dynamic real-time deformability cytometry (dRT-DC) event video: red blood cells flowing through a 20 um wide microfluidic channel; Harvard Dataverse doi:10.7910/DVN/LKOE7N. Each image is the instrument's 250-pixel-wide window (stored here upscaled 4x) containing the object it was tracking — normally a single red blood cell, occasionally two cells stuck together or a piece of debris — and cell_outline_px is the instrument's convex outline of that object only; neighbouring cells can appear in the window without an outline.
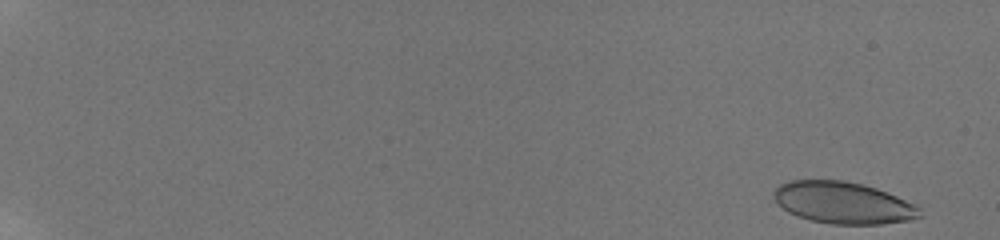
{"species": "human", "species_latin": "Homo sapiens", "temperature_condition": "room temperature", "stored_images_in_passage": 55, "camera_frame_rate_fps": 3000, "um_per_image_px": 0.085, "donor": {"sex": "male"}, "frame": {"image": 1, "passage_image": 1, "time_ms": 0.0, "image_size_px": [1000, 240], "cell_outline_px": [[924, 216], [908, 220], [880, 224], [832, 224], [812, 220], [796, 216], [788, 212], [772, 196], [772, 192], [780, 184], [792, 180], [844, 180], [876, 188], [916, 204], [920, 208]], "centroid_in_image_um": [71.68, 17.23], "position_along_channel_um": 13.3, "area_um2": 35.49}}
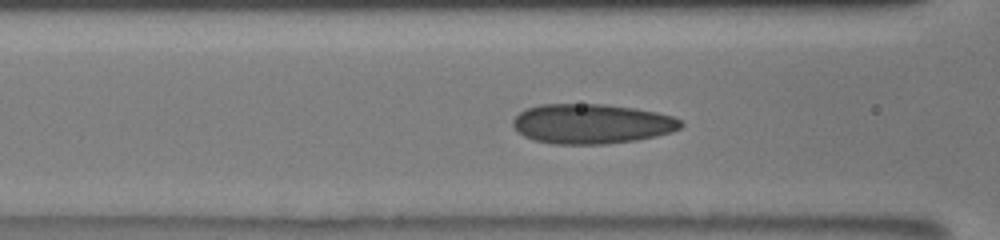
{"frame": {"image": 2, "passage_image": 26, "time_ms": 8.333, "image_size_px": [1000, 240], "cell_outline_px": [[684, 124], [680, 128], [672, 132], [656, 136], [636, 140], [604, 144], [552, 144], [532, 140], [524, 136], [512, 124], [512, 120], [520, 112], [528, 108], [540, 104], [604, 104], [632, 108], [656, 112], [672, 116], [680, 120]], "centroid_in_image_um": [50.29, 10.53], "position_along_channel_um": 116.3, "area_um2": 38.9}}
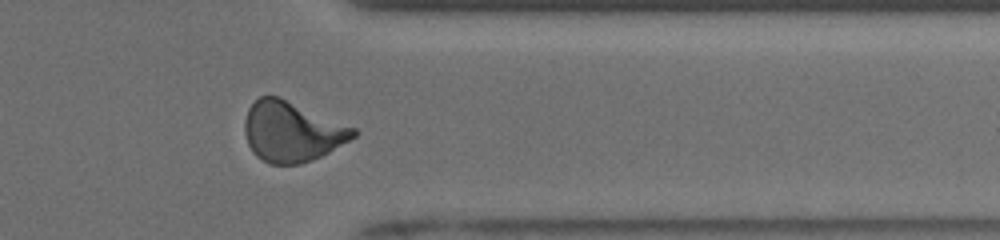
{"frame": {"image": 3, "passage_image": 47, "time_ms": 15.333, "image_size_px": [1000, 240], "cell_outline_px": [[356, 136], [328, 152], [312, 160], [300, 164], [268, 164], [256, 156], [252, 152], [248, 144], [244, 132], [244, 120], [248, 108], [260, 96], [280, 96], [356, 128]], "centroid_in_image_um": [24.78, 11.18], "position_along_channel_um": 386.6, "area_um2": 38.21}, "authors_computed_cell_mechanics": {"area_um2": 36.8186, "velocity_mm_per_s": 3.8817, "shape_relaxation_time_tau1_ms": null, "shape_relaxation_time_tau2_ms": 0.931, "deformation_change_tau1": null, "deformation_change_tau2": 0.0832}}